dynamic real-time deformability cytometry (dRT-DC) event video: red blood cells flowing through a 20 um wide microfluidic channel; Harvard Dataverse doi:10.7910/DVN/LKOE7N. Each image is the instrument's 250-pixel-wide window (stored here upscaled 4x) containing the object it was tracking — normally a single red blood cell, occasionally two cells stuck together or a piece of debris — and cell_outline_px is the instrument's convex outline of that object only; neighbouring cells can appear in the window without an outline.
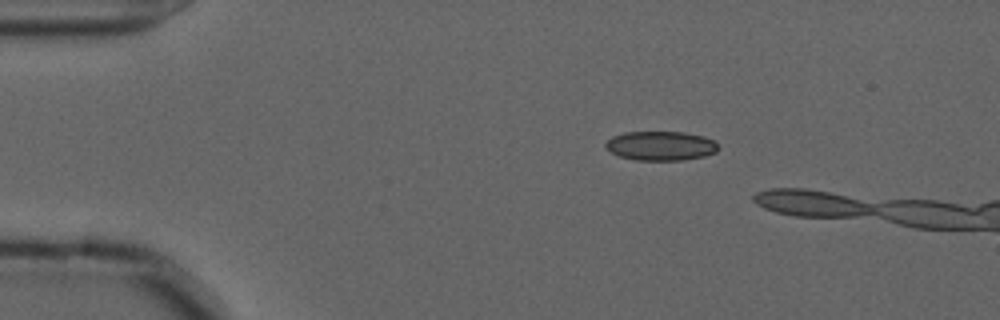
{"species": "common noctule bat (a hibernating species)", "species_latin": "Nyctalus noctula", "temperature_condition": "cold", "stored_images_in_passage": 5, "camera_frame_rate_fps": 3000, "um_per_image_px": 0.085, "animal": {"sex": "male", "forearm_length_mm": 52.5}, "frame": {"image": 1, "passage_image": 1, "time_ms": 0.0, "image_size_px": [1000, 320], "cell_outline_px": [[720, 148], [716, 152], [704, 156], [684, 160], [636, 160], [620, 156], [604, 148], [604, 144], [612, 136], [624, 132], [684, 132], [704, 136], [716, 140]], "centroid_in_image_um": [56.19, 12.39], "position_along_channel_um": 28.8, "area_um2": 19.42}}